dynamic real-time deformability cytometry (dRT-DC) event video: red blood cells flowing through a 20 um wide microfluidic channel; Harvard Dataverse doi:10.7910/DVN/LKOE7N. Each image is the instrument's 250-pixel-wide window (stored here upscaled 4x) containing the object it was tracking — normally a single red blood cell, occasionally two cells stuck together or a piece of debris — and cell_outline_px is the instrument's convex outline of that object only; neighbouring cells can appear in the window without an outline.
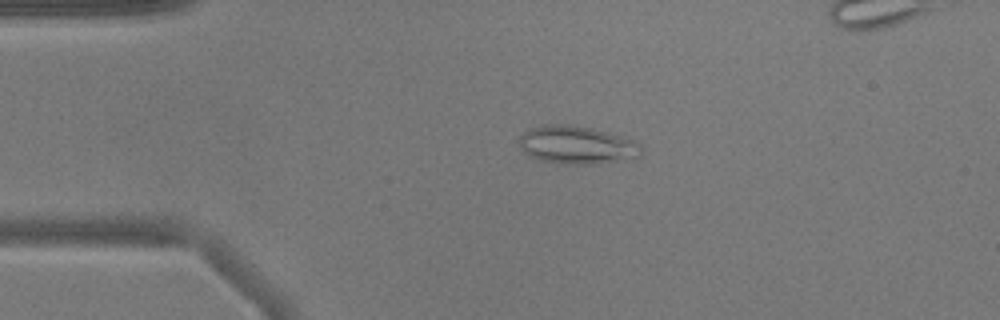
{"species": "common noctule bat (a hibernating species)", "species_latin": "Nyctalus noctula", "temperature_condition": "warm", "stored_images_in_passage": 53, "segment_of_instrument_passage": [1, 2], "camera_frame_rate_fps": 3000, "um_per_image_px": 0.085, "animal": {"sex": "male", "body_mass_g": 17.9}, "frame": {"image": 1, "passage_image": 11, "time_ms": 3.333, "image_size_px": [1000, 320], "cell_outline_px": [[644, 148], [640, 156], [588, 164], [564, 164], [540, 160], [528, 156], [520, 148], [520, 136], [524, 132], [540, 124], [568, 124], [592, 128], [620, 136], [632, 140], [640, 144]], "centroid_in_image_um": [48.98, 12.31], "position_along_channel_um": 36.0, "area_um2": 26.82}}
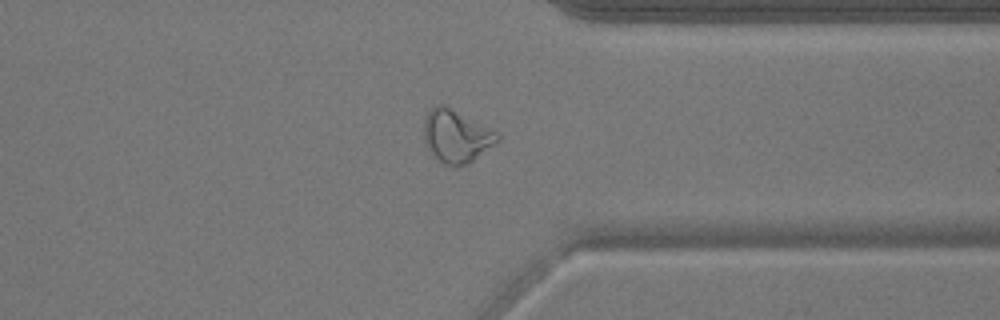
{"frame": {"image": 2, "passage_image": 40, "time_ms": 13.0, "image_size_px": [1000, 320], "cell_outline_px": [[500, 140], [468, 164], [444, 164], [432, 152], [424, 140], [424, 120], [428, 108], [436, 104], [444, 104], [496, 132], [500, 136]], "centroid_in_image_um": [38.76, 11.53], "position_along_channel_um": 372.6, "area_um2": 22.08}}
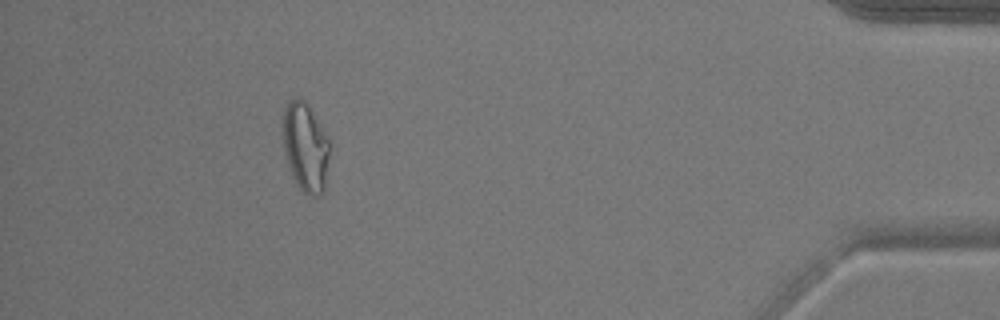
{"frame": {"image": 3, "passage_image": 47, "time_ms": 15.333, "image_size_px": [1000, 320], "cell_outline_px": [[328, 156], [324, 192], [320, 196], [312, 196], [304, 192], [296, 184], [288, 164], [284, 148], [284, 108], [288, 100], [300, 96], [312, 108], [328, 136]], "centroid_in_image_um": [25.98, 12.46], "position_along_channel_um": 409.2, "area_um2": 24.16}}